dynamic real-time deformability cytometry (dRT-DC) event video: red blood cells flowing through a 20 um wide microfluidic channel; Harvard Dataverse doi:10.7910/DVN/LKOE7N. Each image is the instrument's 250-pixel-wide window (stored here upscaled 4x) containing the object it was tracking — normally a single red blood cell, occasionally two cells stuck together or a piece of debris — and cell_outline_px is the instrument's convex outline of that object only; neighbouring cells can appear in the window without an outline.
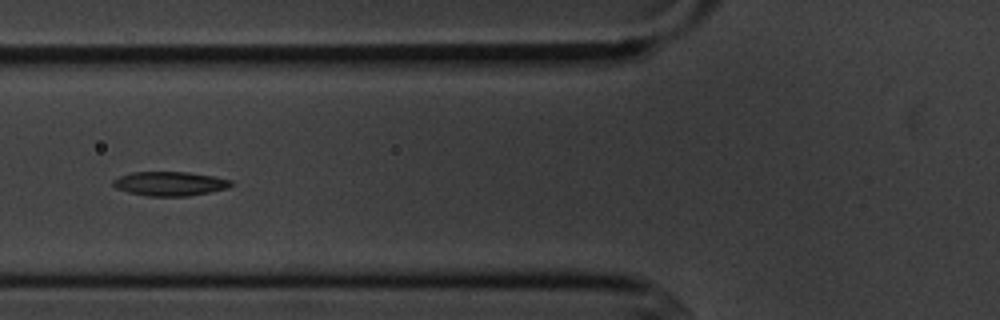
{"species": "common noctule bat (a hibernating species)", "species_latin": "Nyctalus noctula", "temperature_condition": "cold", "stored_images_in_passage": 7, "camera_frame_rate_fps": 3000, "um_per_image_px": 0.085, "animal": {"sex": "male", "body_mass_g": 20.1, "forearm_length_mm": 53.5}, "frame": {"image": 1, "passage_image": 5, "time_ms": 4.667, "image_size_px": [1000, 320], "cell_outline_px": [[232, 184], [228, 188], [188, 196], [148, 196], [128, 192], [116, 188], [112, 184], [112, 180], [120, 176], [132, 172], [188, 172], [212, 176], [232, 180]], "centroid_in_image_um": [14.42, 15.61], "position_along_channel_um": 111.4, "area_um2": 16.53}}
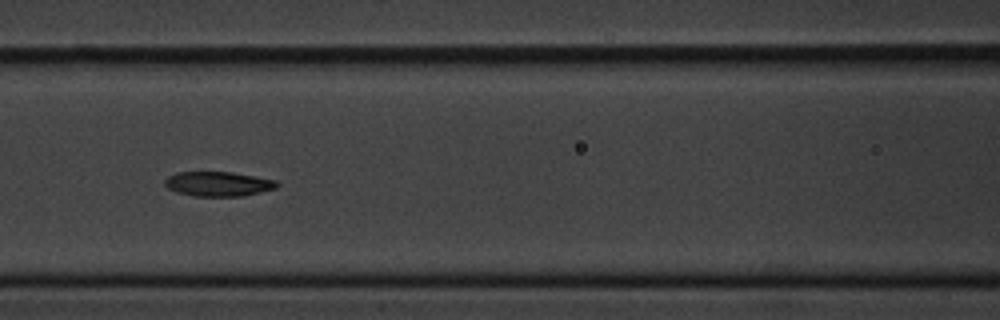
{"frame": {"image": 2, "passage_image": 6, "time_ms": 5.667, "image_size_px": [1000, 320], "cell_outline_px": [[280, 184], [276, 188], [244, 196], [196, 196], [176, 192], [168, 188], [164, 184], [164, 180], [168, 176], [176, 172], [232, 172], [276, 180]], "centroid_in_image_um": [18.54, 15.63], "position_along_channel_um": 148.1, "area_um2": 16.13}}
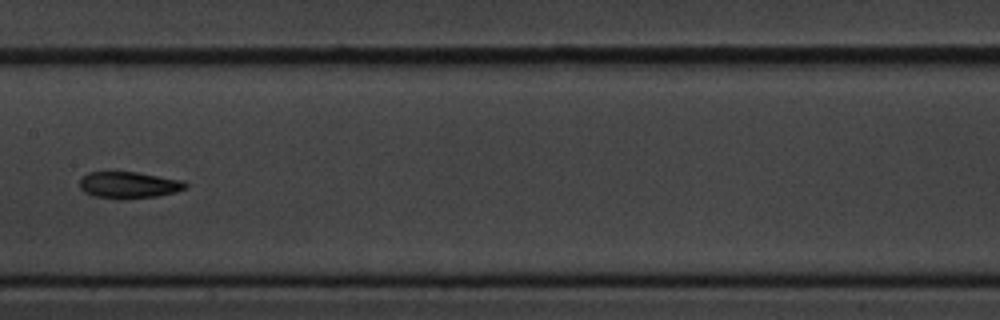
{"frame": {"image": 3, "passage_image": 7, "time_ms": 7.0, "image_size_px": [1000, 320], "cell_outline_px": [[188, 188], [176, 192], [156, 196], [120, 200], [116, 200], [92, 196], [84, 192], [80, 188], [80, 176], [88, 172], [136, 172], [184, 180], [188, 184]], "centroid_in_image_um": [10.94, 15.74], "position_along_channel_um": 196.5, "area_um2": 16.82}}